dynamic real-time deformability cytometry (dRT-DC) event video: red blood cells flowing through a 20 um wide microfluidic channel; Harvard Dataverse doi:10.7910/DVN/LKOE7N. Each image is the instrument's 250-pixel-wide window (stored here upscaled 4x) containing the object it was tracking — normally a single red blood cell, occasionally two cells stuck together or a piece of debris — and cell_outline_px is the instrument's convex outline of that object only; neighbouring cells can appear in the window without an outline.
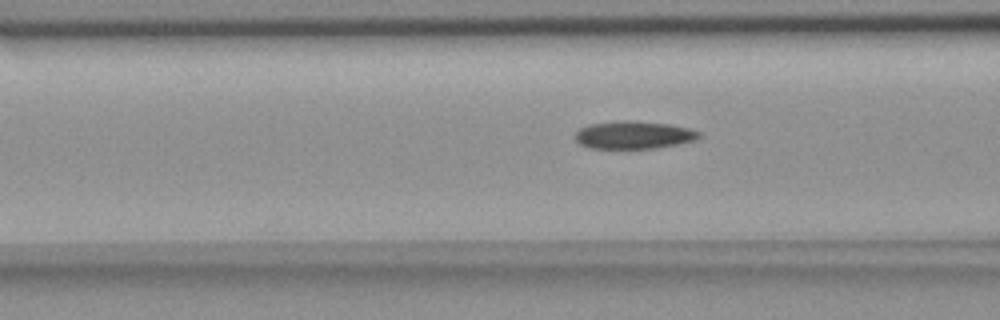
{"species": "common noctule bat (a hibernating species)", "species_latin": "Nyctalus noctula", "temperature_condition": "room temperature", "stored_images_in_passage": 41, "segment_of_instrument_passage": [1, 2], "camera_frame_rate_fps": 3000, "um_per_image_px": 0.085, "animal": {"sex": "female", "body_mass_g": 18.4}, "frame": {"image": 1, "passage_image": 6, "time_ms": 1.667, "image_size_px": [1000, 320], "cell_outline_px": [[700, 136], [692, 140], [676, 144], [656, 148], [588, 148], [580, 144], [572, 136], [580, 128], [592, 124], [620, 120], [628, 120], [668, 124], [688, 128], [700, 132]], "centroid_in_image_um": [53.8, 11.47], "position_along_channel_um": 112.8, "area_um2": 19.83}}
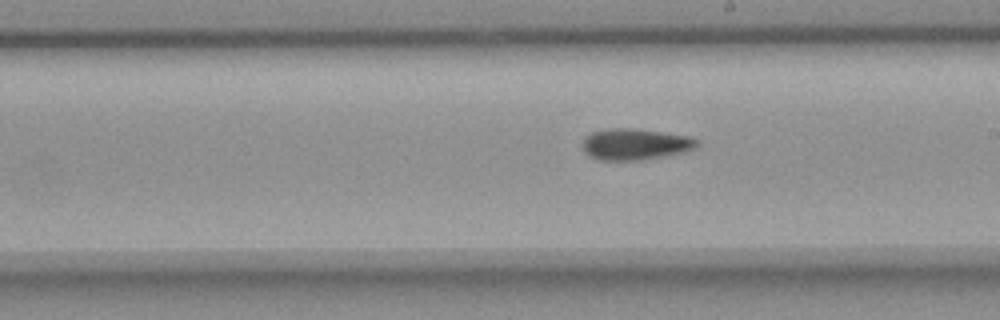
{"frame": {"image": 2, "passage_image": 16, "time_ms": 5.0, "image_size_px": [1000, 320], "cell_outline_px": [[700, 144], [696, 148], [668, 156], [644, 160], [596, 160], [588, 156], [584, 152], [580, 144], [584, 136], [592, 132], [612, 128], [632, 128], [692, 136], [700, 140]], "centroid_in_image_um": [53.99, 12.27], "position_along_channel_um": 235.0, "area_um2": 21.44}}
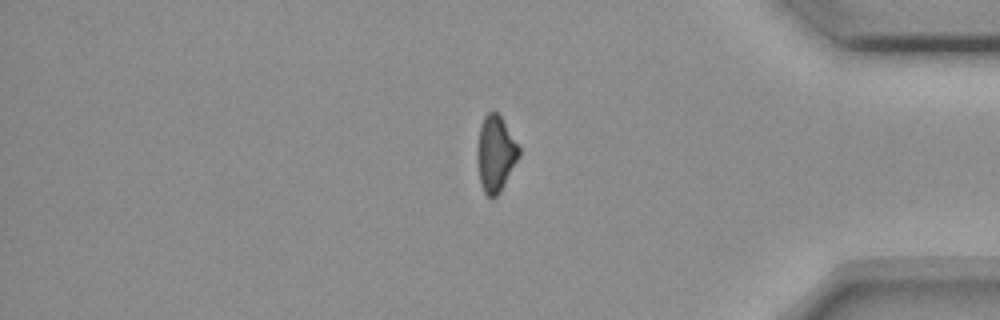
{"frame": {"image": 3, "passage_image": 31, "time_ms": 10.0, "image_size_px": [1000, 320], "cell_outline_px": [[520, 156], [500, 192], [492, 200], [484, 192], [480, 184], [476, 160], [476, 148], [480, 124], [484, 116], [488, 112], [496, 112], [500, 116], [520, 148]], "centroid_in_image_um": [42.09, 13.09], "position_along_channel_um": 393.1, "area_um2": 18.67}}